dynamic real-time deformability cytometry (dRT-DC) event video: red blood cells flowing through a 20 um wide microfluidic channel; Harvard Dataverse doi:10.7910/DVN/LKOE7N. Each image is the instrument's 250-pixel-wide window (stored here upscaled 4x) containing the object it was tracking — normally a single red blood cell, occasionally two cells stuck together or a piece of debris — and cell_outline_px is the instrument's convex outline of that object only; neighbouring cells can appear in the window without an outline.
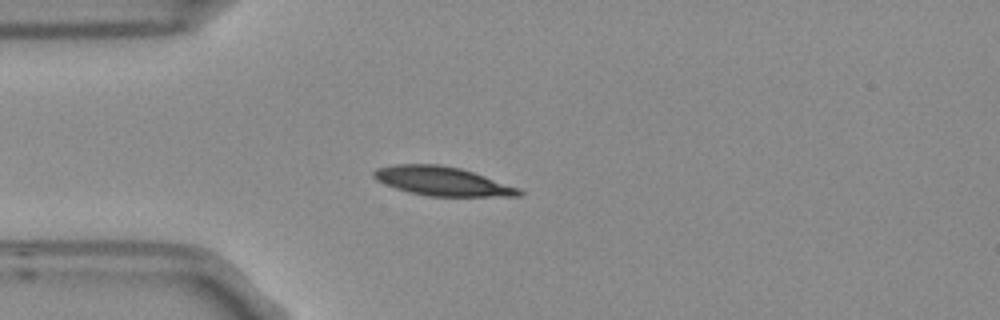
{"species": "Egyptian fruit bat (a non-hibernating species)", "species_latin": "Rousettus aegyptiacus", "temperature_condition": "room temperature", "stored_images_in_passage": 3, "camera_frame_rate_fps": 3000, "um_per_image_px": 0.085, "frame": {"image": 1, "passage_image": 3, "time_ms": 0.667, "image_size_px": [1000, 320], "cell_outline_px": [[524, 192], [520, 196], [428, 196], [408, 192], [384, 184], [376, 180], [372, 176], [372, 172], [376, 168], [392, 164], [440, 164], [460, 168], [520, 188]], "centroid_in_image_um": [37.55, 15.39], "position_along_channel_um": 47.5, "area_um2": 24.57}}